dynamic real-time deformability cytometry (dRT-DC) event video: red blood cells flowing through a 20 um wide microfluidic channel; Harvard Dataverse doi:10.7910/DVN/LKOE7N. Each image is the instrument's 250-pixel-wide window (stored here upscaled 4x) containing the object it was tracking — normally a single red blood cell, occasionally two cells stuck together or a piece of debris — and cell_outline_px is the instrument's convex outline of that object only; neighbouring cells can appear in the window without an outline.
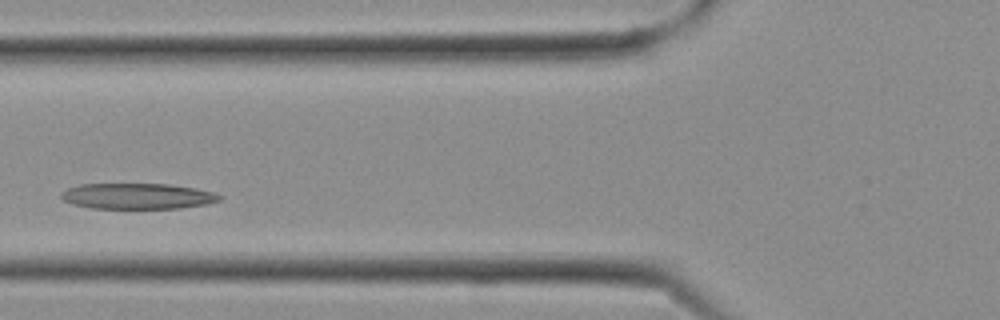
{"species": "Egyptian fruit bat (a non-hibernating species)", "species_latin": "Rousettus aegyptiacus", "temperature_condition": "cold", "stored_images_in_passage": 7, "camera_frame_rate_fps": 3000, "um_per_image_px": 0.085, "frame": {"image": 1, "passage_image": 6, "time_ms": 1.667, "image_size_px": [1000, 320], "cell_outline_px": [[224, 196], [220, 200], [208, 204], [180, 208], [92, 208], [72, 204], [64, 200], [60, 196], [60, 192], [68, 188], [80, 184], [168, 184], [196, 188], [216, 192]], "centroid_in_image_um": [11.73, 16.67], "position_along_channel_um": 114.1, "area_um2": 23.93}}